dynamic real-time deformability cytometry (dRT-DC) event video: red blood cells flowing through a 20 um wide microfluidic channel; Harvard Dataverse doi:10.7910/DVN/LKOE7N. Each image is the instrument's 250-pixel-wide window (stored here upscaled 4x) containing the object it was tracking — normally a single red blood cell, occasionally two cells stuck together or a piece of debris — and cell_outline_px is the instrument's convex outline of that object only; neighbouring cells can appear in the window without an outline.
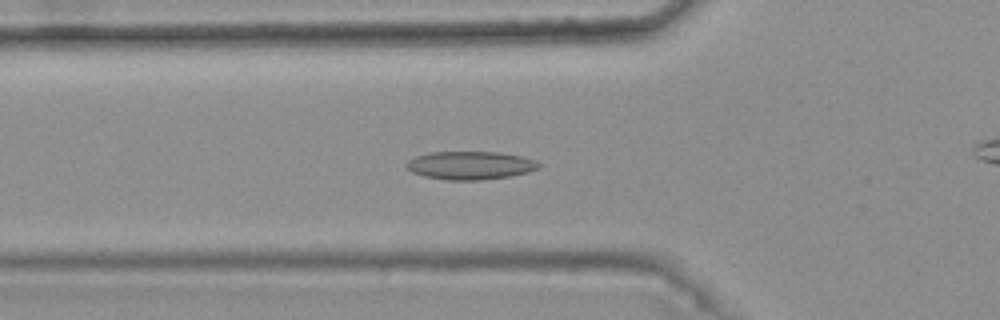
{"species": "common noctule bat (a hibernating species)", "species_latin": "Nyctalus noctula", "temperature_condition": "warm", "stored_images_in_passage": 47, "camera_frame_rate_fps": 3000, "um_per_image_px": 0.085, "animal": {"sex": "female", "body_mass_g": 25.1}, "frame": {"image": 1, "passage_image": 18, "time_ms": 5.667, "image_size_px": [1000, 320], "cell_outline_px": [[540, 168], [528, 172], [508, 176], [480, 180], [448, 180], [424, 176], [412, 172], [404, 164], [408, 160], [416, 156], [432, 152], [500, 152], [524, 156], [536, 160], [540, 164]], "centroid_in_image_um": [40.0, 14.05], "position_along_channel_um": 85.8, "area_um2": 21.79}}
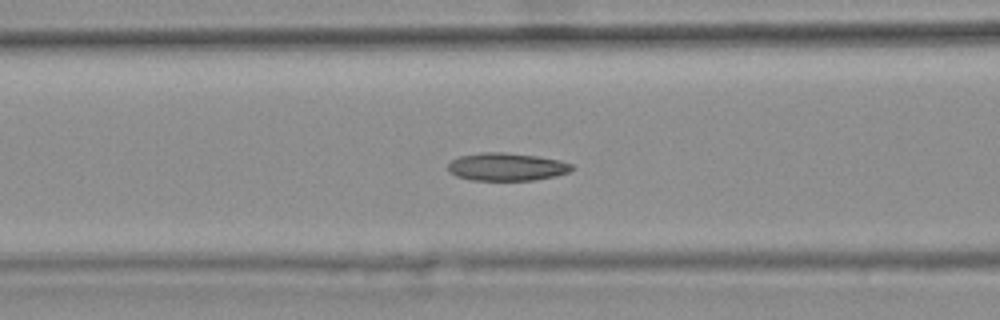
{"frame": {"image": 2, "passage_image": 21, "time_ms": 6.667, "image_size_px": [1000, 320], "cell_outline_px": [[572, 168], [568, 172], [556, 176], [532, 180], [472, 180], [456, 176], [448, 172], [448, 164], [452, 160], [460, 156], [480, 152], [504, 152], [536, 156], [560, 160], [572, 164]], "centroid_in_image_um": [43.03, 14.18], "position_along_channel_um": 123.6, "area_um2": 20.06}}
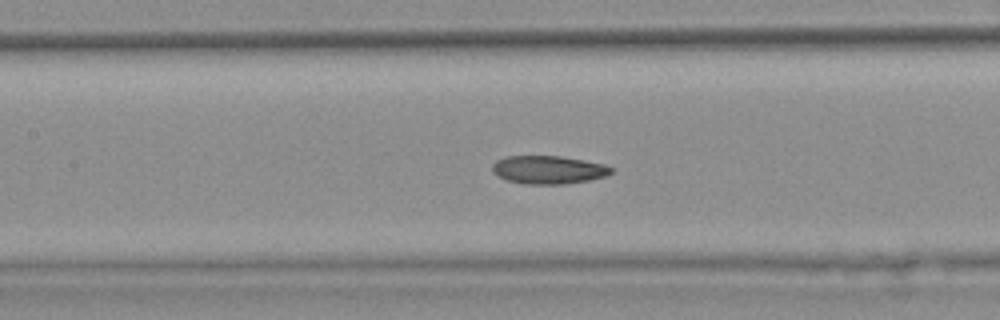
{"frame": {"image": 3, "passage_image": 24, "time_ms": 7.667, "image_size_px": [1000, 320], "cell_outline_px": [[612, 172], [608, 176], [588, 180], [564, 184], [524, 184], [508, 180], [492, 172], [492, 164], [496, 160], [504, 156], [560, 156], [584, 160], [604, 164], [612, 168]], "centroid_in_image_um": [46.61, 14.42], "position_along_channel_um": 160.8, "area_um2": 19.54}, "authors_computed_cell_mechanics": {"area_um2": 20.1144, "velocity_mm_per_s": 3.7281, "shape_relaxation_time_tau1_ms": null, "shape_relaxation_time_tau2_ms": 3.1045, "deformation_change_tau1": null, "deformation_change_tau2": 0.0787}}